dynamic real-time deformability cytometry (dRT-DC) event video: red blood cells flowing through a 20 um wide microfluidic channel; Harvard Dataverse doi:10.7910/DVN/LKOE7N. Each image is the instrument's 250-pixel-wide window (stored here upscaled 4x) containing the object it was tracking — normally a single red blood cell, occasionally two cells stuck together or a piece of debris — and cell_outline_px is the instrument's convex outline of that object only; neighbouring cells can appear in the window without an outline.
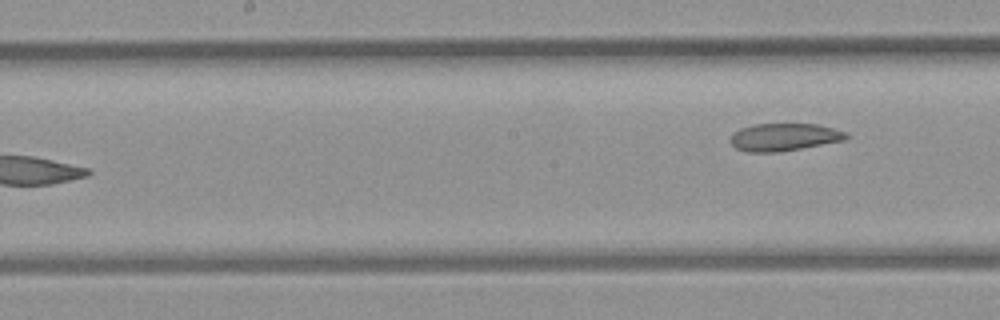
{"species": "common noctule bat (a hibernating species)", "species_latin": "Nyctalus noctula", "temperature_condition": "room temperature", "stored_images_in_passage": 8, "camera_frame_rate_fps": 3000, "um_per_image_px": 0.085, "animal": {"sex": "female", "body_mass_g": 21.9}, "frame": {"image": 1, "passage_image": 8, "time_ms": 9.0, "image_size_px": [1000, 320], "cell_outline_px": [[848, 136], [844, 140], [780, 152], [748, 152], [736, 148], [732, 144], [732, 132], [740, 128], [756, 124], [816, 124], [832, 128], [844, 132]], "centroid_in_image_um": [66.61, 11.65], "position_along_channel_um": 181.6, "area_um2": 18.32}}